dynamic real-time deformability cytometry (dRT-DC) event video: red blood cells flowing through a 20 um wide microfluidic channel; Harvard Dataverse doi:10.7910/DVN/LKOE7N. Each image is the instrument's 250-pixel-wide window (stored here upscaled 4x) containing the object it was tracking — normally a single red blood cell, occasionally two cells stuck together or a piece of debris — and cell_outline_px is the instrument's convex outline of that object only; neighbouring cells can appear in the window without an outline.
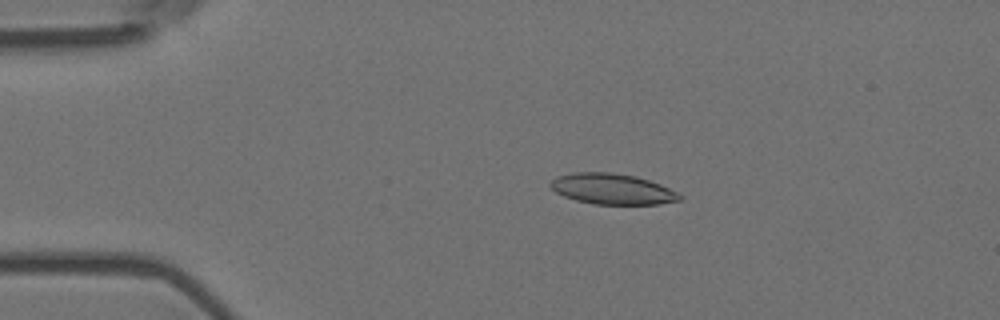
{"species": "Egyptian fruit bat (a non-hibernating species)", "species_latin": "Rousettus aegyptiacus", "temperature_condition": "room temperature", "stored_images_in_passage": 10, "camera_frame_rate_fps": 3000, "um_per_image_px": 0.085, "animal": {"sex": "female"}, "frame": {"image": 1, "passage_image": 3, "time_ms": 0.667, "image_size_px": [1000, 320], "cell_outline_px": [[684, 196], [680, 200], [660, 204], [592, 204], [576, 200], [564, 196], [556, 192], [548, 184], [556, 176], [572, 172], [608, 172], [636, 176], [660, 184]], "centroid_in_image_um": [52.02, 16.06], "position_along_channel_um": 33.0, "area_um2": 23.12}}
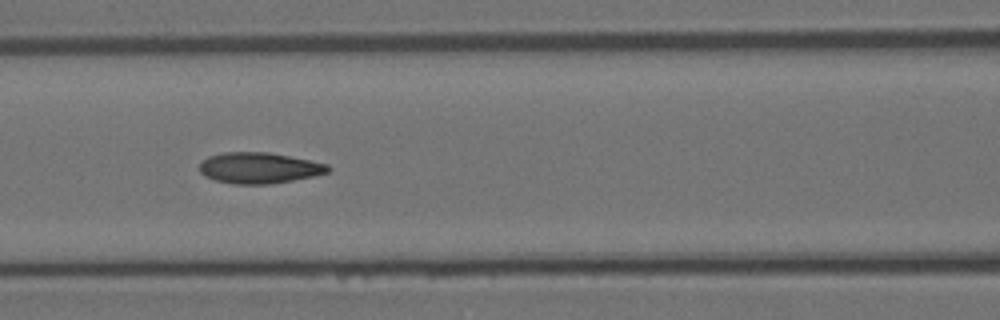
{"frame": {"image": 2, "passage_image": 7, "time_ms": 2.0, "image_size_px": [1000, 320], "cell_outline_px": [[332, 168], [328, 172], [312, 176], [292, 180], [268, 184], [232, 184], [216, 180], [204, 176], [200, 172], [200, 164], [208, 156], [224, 152], [268, 152], [328, 164]], "centroid_in_image_um": [22.01, 14.27], "position_along_channel_um": 144.6, "area_um2": 23.0}}
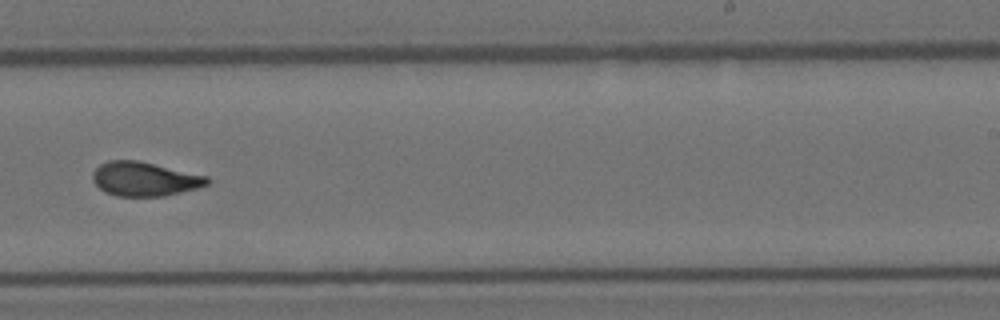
{"frame": {"image": 3, "passage_image": 10, "time_ms": 3.0, "image_size_px": [1000, 320], "cell_outline_px": [[212, 180], [208, 184], [196, 188], [164, 196], [116, 196], [104, 192], [92, 180], [92, 172], [100, 164], [108, 160], [136, 160], [208, 176]], "centroid_in_image_um": [12.27, 15.21], "position_along_channel_um": 276.7, "area_um2": 22.72}}